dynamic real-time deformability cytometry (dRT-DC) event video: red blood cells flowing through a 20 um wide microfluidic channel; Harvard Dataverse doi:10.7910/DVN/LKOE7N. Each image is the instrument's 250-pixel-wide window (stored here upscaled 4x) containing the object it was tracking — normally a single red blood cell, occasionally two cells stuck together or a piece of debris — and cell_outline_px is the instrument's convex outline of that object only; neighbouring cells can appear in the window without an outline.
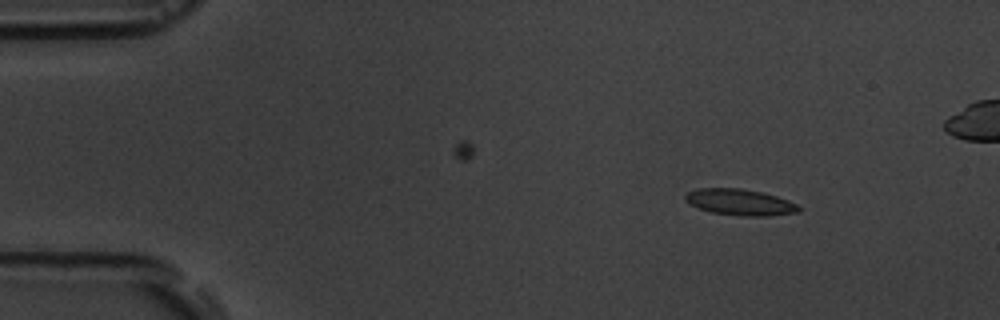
{"species": "common noctule bat (a hibernating species)", "species_latin": "Nyctalus noctula", "temperature_condition": "room temperature", "stored_images_in_passage": 5, "camera_frame_rate_fps": 3000, "um_per_image_px": 0.085, "animal": {"sex": "male", "body_mass_g": 19.5, "forearm_length_mm": 54.6}, "frame": {"image": 1, "passage_image": 1, "time_ms": 0.0, "image_size_px": [1000, 320], "cell_outline_px": [[800, 212], [768, 216], [744, 216], [712, 212], [696, 208], [688, 204], [684, 200], [684, 196], [688, 192], [696, 188], [740, 188], [760, 192], [776, 196], [788, 200], [796, 204], [800, 208]], "centroid_in_image_um": [62.85, 17.19], "position_along_channel_um": 22.2, "area_um2": 17.4}}
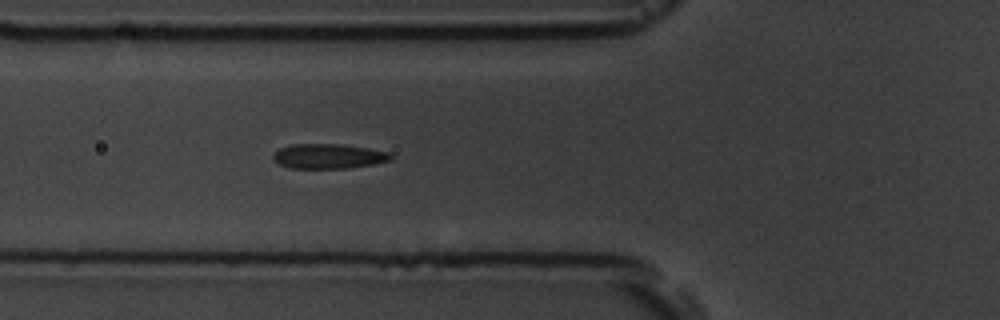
{"frame": {"image": 2, "passage_image": 4, "time_ms": 4.333, "image_size_px": [1000, 320], "cell_outline_px": [[392, 156], [388, 160], [372, 164], [348, 168], [288, 168], [272, 160], [272, 156], [280, 148], [292, 144], [340, 144], [368, 148], [388, 152]], "centroid_in_image_um": [27.86, 13.28], "position_along_channel_um": 97.9, "area_um2": 16.82}}